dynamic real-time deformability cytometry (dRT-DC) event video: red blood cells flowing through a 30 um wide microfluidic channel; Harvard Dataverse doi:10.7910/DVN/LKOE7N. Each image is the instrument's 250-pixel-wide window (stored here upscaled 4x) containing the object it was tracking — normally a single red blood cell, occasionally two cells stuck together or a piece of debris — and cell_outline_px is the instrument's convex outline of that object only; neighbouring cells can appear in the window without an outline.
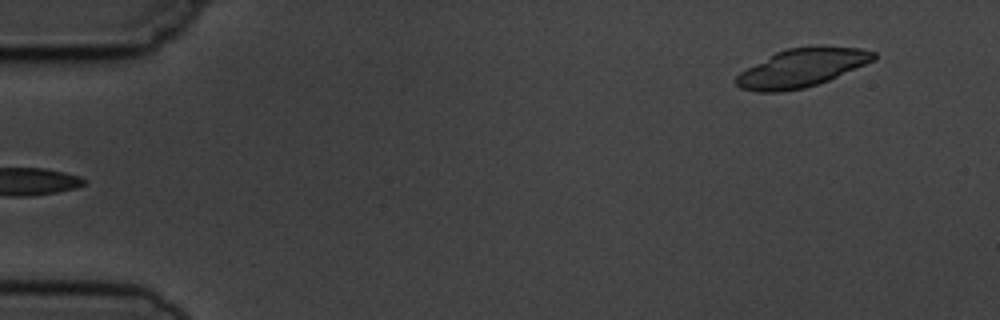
{"species": "common noctule bat (a hibernating species)", "species_latin": "Nyctalus noctula", "temperature_condition": "cold", "stored_images_in_passage": 4, "camera_frame_rate_fps": 3000, "um_per_image_px": 0.085, "animal": {"sex": "male", "body_mass_g": 19.5, "forearm_length_mm": 54.6}, "frame": {"image": 1, "passage_image": 4, "time_ms": 4.333, "image_size_px": [1000, 320], "cell_outline_px": [[876, 60], [828, 80], [804, 88], [780, 92], [756, 92], [740, 88], [736, 84], [736, 76], [740, 72], [776, 52], [788, 48], [812, 44], [820, 44], [860, 48], [876, 52]], "centroid_in_image_um": [68.19, 5.73], "position_along_channel_um": 16.8, "area_um2": 31.1}}